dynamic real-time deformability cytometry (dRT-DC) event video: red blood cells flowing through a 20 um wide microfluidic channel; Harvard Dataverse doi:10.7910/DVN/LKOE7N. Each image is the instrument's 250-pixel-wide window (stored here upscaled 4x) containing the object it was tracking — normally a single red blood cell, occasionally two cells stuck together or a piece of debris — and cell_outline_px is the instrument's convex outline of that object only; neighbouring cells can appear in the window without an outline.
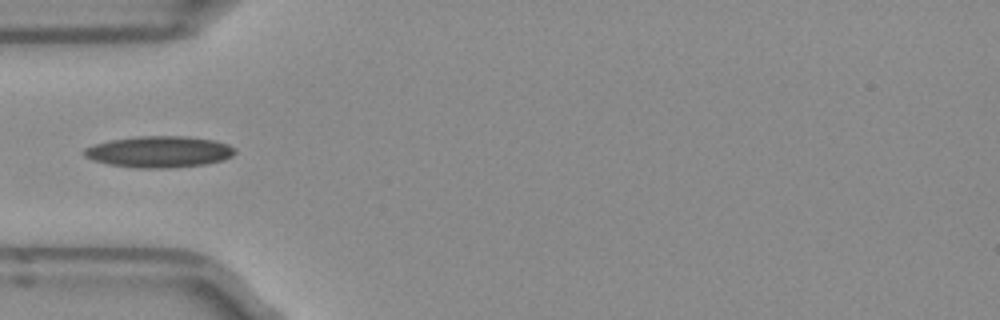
{"species": "Egyptian fruit bat (a non-hibernating species)", "species_latin": "Rousettus aegyptiacus", "temperature_condition": "room temperature", "stored_images_in_passage": 5, "camera_frame_rate_fps": 3000, "um_per_image_px": 0.085, "frame": {"image": 1, "passage_image": 5, "time_ms": 1.333, "image_size_px": [1000, 320], "cell_outline_px": [[236, 152], [232, 156], [224, 160], [204, 164], [168, 168], [140, 168], [108, 164], [92, 160], [84, 156], [84, 148], [96, 144], [112, 140], [136, 136], [184, 136], [216, 140], [228, 144], [236, 148]], "centroid_in_image_um": [13.56, 12.9], "position_along_channel_um": 71.4, "area_um2": 27.57}}